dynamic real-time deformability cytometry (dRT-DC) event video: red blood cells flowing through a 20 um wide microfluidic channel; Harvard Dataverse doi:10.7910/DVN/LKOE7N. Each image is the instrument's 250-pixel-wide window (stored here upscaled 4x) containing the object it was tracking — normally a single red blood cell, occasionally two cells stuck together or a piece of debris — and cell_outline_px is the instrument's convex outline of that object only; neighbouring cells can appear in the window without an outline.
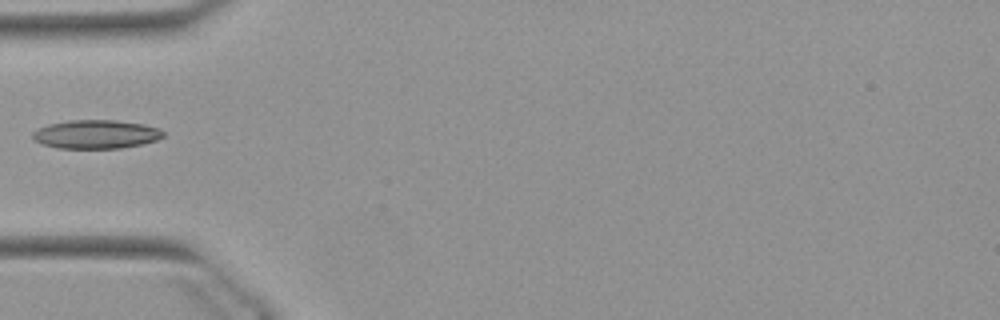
{"species": "Egyptian fruit bat (a non-hibernating species)", "species_latin": "Rousettus aegyptiacus", "temperature_condition": "warm", "stored_images_in_passage": 36, "camera_frame_rate_fps": 3000, "um_per_image_px": 0.085, "animal": {"sex": "female"}, "frame": {"image": 1, "passage_image": 1, "time_ms": 0.0, "image_size_px": [1000, 320], "cell_outline_px": [[164, 136], [156, 140], [140, 144], [120, 148], [56, 148], [32, 140], [32, 132], [36, 128], [48, 124], [68, 120], [116, 120], [144, 124], [160, 128], [164, 132]], "centroid_in_image_um": [8.13, 11.4], "position_along_channel_um": 76.9, "area_um2": 21.96}}
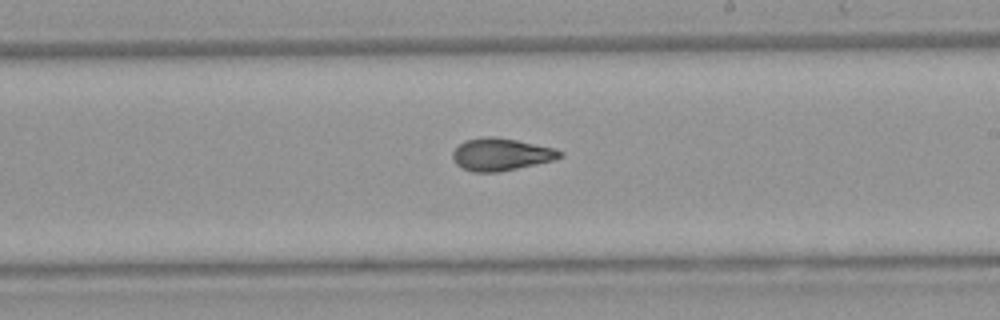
{"frame": {"image": 2, "passage_image": 14, "time_ms": 4.333, "image_size_px": [1000, 320], "cell_outline_px": [[564, 156], [556, 160], [496, 172], [472, 172], [456, 164], [452, 160], [452, 152], [464, 140], [484, 136], [496, 136], [516, 140], [552, 148], [564, 152]], "centroid_in_image_um": [42.57, 13.12], "position_along_channel_um": 246.4, "area_um2": 20.23}}
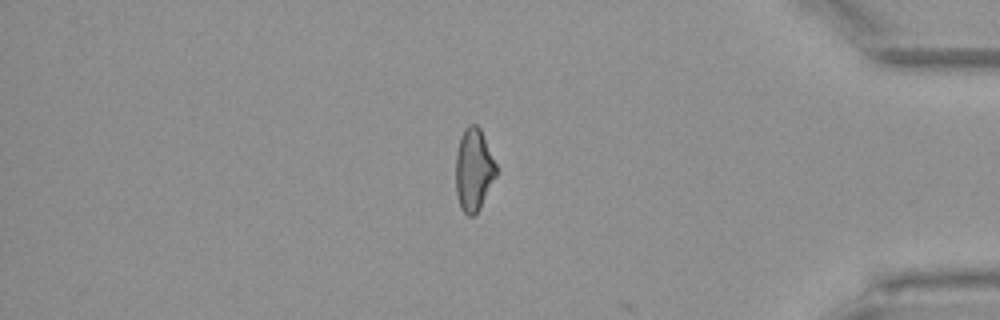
{"frame": {"image": 3, "passage_image": 28, "time_ms": 9.0, "image_size_px": [1000, 320], "cell_outline_px": [[496, 176], [480, 208], [472, 216], [468, 216], [460, 208], [456, 196], [456, 152], [460, 136], [464, 128], [468, 124], [476, 124], [480, 128], [496, 164]], "centroid_in_image_um": [40.24, 14.42], "position_along_channel_um": 395.0, "area_um2": 19.48}}